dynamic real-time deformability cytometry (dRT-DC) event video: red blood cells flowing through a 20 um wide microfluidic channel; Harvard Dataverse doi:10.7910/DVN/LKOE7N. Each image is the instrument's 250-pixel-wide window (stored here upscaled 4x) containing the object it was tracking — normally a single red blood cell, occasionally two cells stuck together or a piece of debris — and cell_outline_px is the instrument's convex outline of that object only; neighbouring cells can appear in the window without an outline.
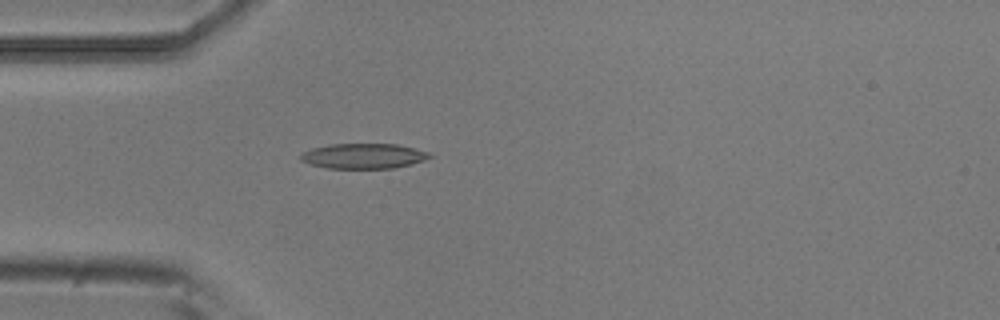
{"species": "common noctule bat (a hibernating species)", "species_latin": "Nyctalus noctula", "temperature_condition": "room temperature", "stored_images_in_passage": 5, "camera_frame_rate_fps": 3000, "um_per_image_px": 0.085, "animal": {"sex": "male", "body_mass_g": 20.5, "forearm_length_mm": 52.5}, "frame": {"image": 1, "passage_image": 5, "time_ms": 1.333, "image_size_px": [1000, 320], "cell_outline_px": [[432, 156], [424, 160], [412, 164], [392, 168], [328, 168], [312, 164], [300, 160], [300, 152], [312, 148], [332, 144], [396, 144], [428, 152]], "centroid_in_image_um": [30.87, 13.26], "position_along_channel_um": 54.1, "area_um2": 18.73}}